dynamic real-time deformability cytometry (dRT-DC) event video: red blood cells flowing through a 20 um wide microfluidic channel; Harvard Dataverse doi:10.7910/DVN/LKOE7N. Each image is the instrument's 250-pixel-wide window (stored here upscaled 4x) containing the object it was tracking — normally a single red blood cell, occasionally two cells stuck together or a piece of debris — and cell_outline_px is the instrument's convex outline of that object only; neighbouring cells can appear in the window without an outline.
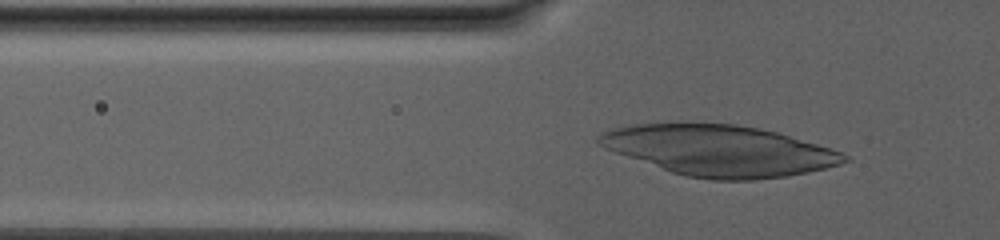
{"species": "human", "species_latin": "Homo sapiens", "temperature_condition": "warm", "stored_images_in_passage": 81, "camera_frame_rate_fps": 3000, "um_per_image_px": 0.085, "donor": {"sex": "male"}, "frame": {"image": 1, "passage_image": 33, "time_ms": 10.667, "image_size_px": [1000, 240], "cell_outline_px": [[852, 160], [840, 164], [808, 172], [784, 176], [752, 180], [712, 180], [684, 176], [672, 172], [604, 148], [596, 144], [596, 136], [600, 132], [616, 128], [636, 124], [736, 124], [776, 132], [816, 144], [840, 152], [848, 156]], "centroid_in_image_um": [61.13, 12.81], "position_along_channel_um": 64.7, "area_um2": 71.67}}